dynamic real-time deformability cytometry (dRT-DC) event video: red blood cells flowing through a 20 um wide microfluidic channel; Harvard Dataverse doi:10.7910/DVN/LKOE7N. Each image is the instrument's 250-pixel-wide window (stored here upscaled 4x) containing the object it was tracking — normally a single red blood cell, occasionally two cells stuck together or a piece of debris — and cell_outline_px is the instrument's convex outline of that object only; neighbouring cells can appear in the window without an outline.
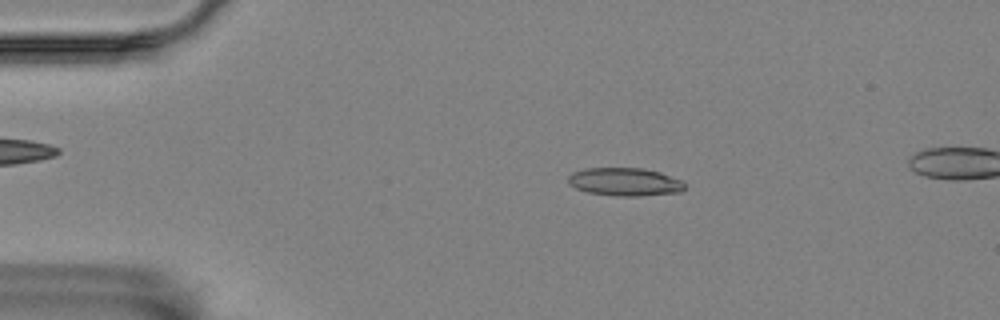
{"species": "Egyptian fruit bat (a non-hibernating species)", "species_latin": "Rousettus aegyptiacus", "temperature_condition": "room temperature", "stored_images_in_passage": 49, "camera_frame_rate_fps": 3000, "um_per_image_px": 0.085, "animal": {"sex": "female"}, "frame": {"image": 1, "passage_image": 5, "time_ms": 1.333, "image_size_px": [1000, 320], "cell_outline_px": [[684, 188], [680, 192], [640, 196], [616, 196], [588, 192], [576, 188], [568, 184], [568, 176], [572, 172], [584, 168], [644, 168], [660, 172], [680, 180], [684, 184]], "centroid_in_image_um": [53.07, 15.45], "position_along_channel_um": 31.9, "area_um2": 19.07}}
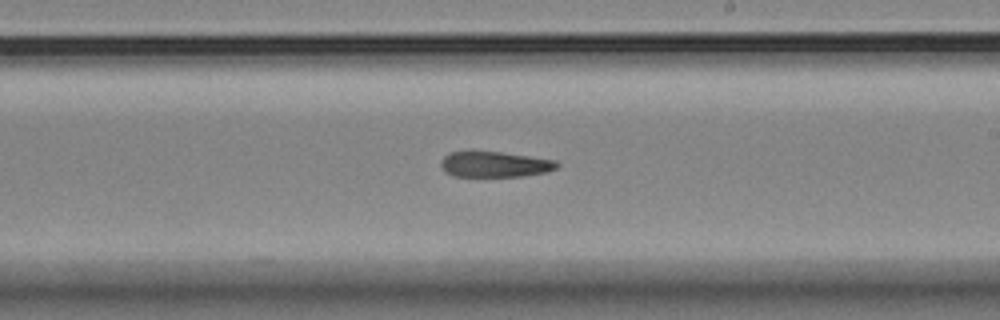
{"frame": {"image": 2, "passage_image": 27, "time_ms": 8.667, "image_size_px": [1000, 320], "cell_outline_px": [[560, 164], [556, 168], [548, 172], [524, 176], [452, 176], [444, 172], [440, 164], [440, 160], [444, 156], [452, 152], [472, 148], [556, 160]], "centroid_in_image_um": [41.99, 13.93], "position_along_channel_um": 247.0, "area_um2": 17.98}}
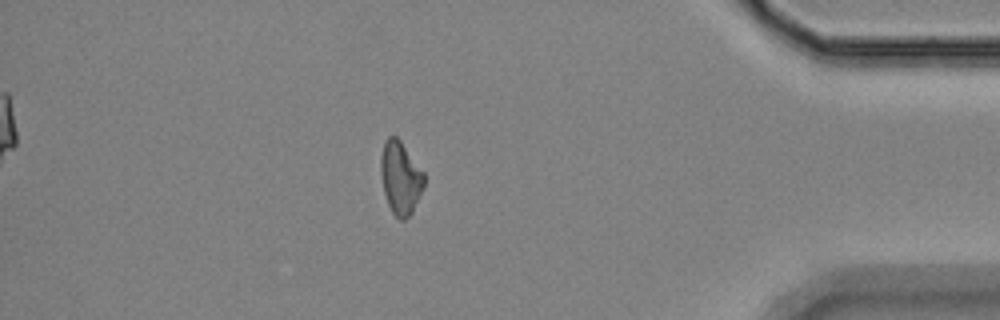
{"frame": {"image": 3, "passage_image": 43, "time_ms": 14.0, "image_size_px": [1000, 320], "cell_outline_px": [[424, 184], [412, 212], [404, 220], [400, 220], [392, 212], [388, 204], [384, 192], [380, 172], [380, 160], [384, 140], [388, 136], [396, 136], [400, 140], [424, 172]], "centroid_in_image_um": [34.02, 15.09], "position_along_channel_um": 401.2, "area_um2": 18.26}}